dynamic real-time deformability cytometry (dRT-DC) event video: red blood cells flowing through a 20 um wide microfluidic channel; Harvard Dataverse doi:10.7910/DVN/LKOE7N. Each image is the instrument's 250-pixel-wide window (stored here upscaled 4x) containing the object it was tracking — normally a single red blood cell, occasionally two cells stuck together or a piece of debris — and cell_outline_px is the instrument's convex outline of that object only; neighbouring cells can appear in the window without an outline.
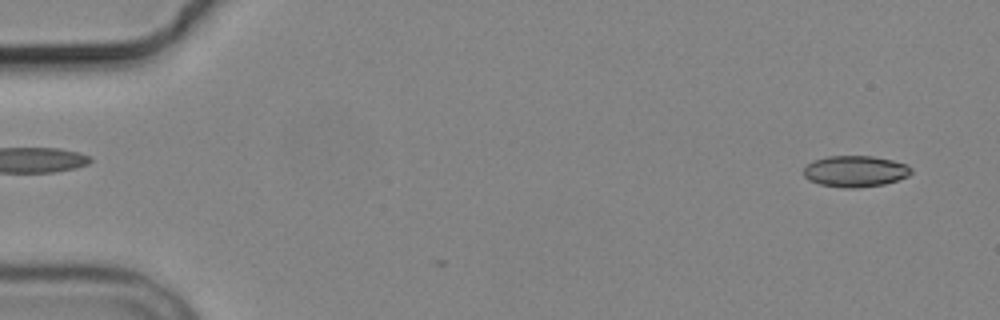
{"species": "common noctule bat (a hibernating species)", "species_latin": "Nyctalus noctula", "temperature_condition": "cold", "stored_images_in_passage": 4, "camera_frame_rate_fps": 3000, "um_per_image_px": 0.085, "animal": {"sex": "male", "body_mass_g": 19.2, "forearm_length_mm": 51.8}, "frame": {"image": 1, "passage_image": 1, "time_ms": 0.0, "image_size_px": [1000, 320], "cell_outline_px": [[912, 172], [908, 176], [884, 184], [856, 188], [844, 188], [820, 184], [808, 180], [804, 176], [804, 168], [812, 160], [828, 156], [872, 156], [892, 160], [908, 164], [912, 168]], "centroid_in_image_um": [72.69, 14.55], "position_along_channel_um": 12.3, "area_um2": 19.65}}
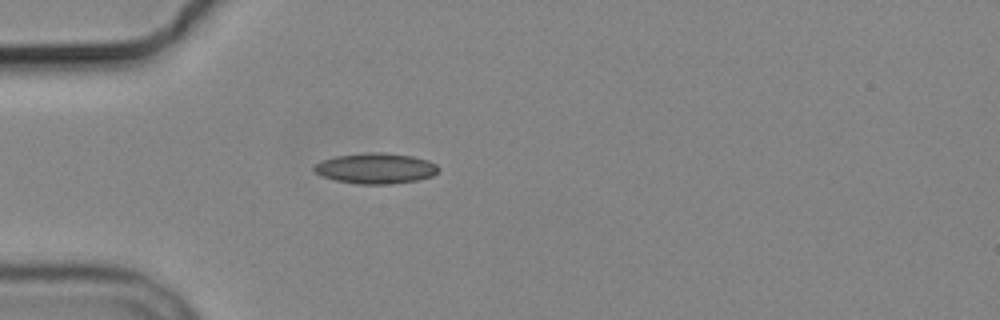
{"frame": {"image": 2, "passage_image": 4, "time_ms": 4.333, "image_size_px": [1000, 320], "cell_outline_px": [[440, 168], [432, 176], [416, 180], [392, 184], [360, 184], [336, 180], [320, 176], [312, 168], [316, 164], [324, 160], [336, 156], [368, 152], [384, 152], [412, 156], [428, 160], [436, 164]], "centroid_in_image_um": [31.94, 14.31], "position_along_channel_um": 53.1, "area_um2": 22.08}}